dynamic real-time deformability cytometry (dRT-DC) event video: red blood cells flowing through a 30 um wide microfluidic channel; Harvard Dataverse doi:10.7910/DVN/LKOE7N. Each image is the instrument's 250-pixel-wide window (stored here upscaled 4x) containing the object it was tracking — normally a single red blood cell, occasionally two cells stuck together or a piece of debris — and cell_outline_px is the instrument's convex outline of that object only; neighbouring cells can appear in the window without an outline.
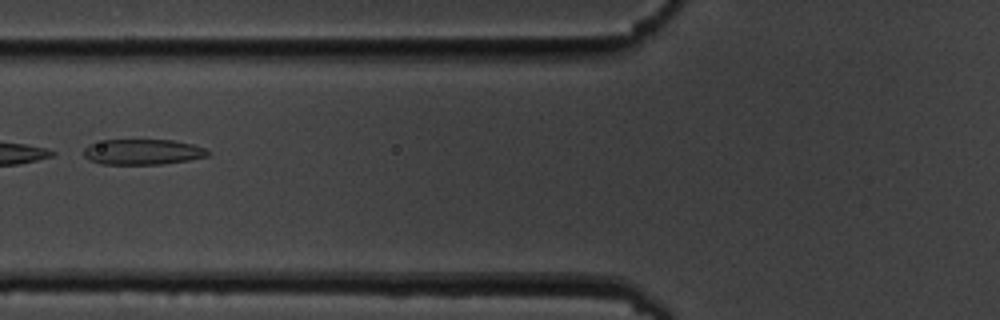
{"species": "common noctule bat (a hibernating species)", "species_latin": "Nyctalus noctula", "temperature_condition": "cold", "stored_images_in_passage": 16, "camera_frame_rate_fps": 3000, "um_per_image_px": 0.085, "animal": {"sex": "male", "body_mass_g": 19.5, "forearm_length_mm": 54.6}, "frame": {"image": 1, "passage_image": 7, "time_ms": 7.667, "image_size_px": [1000, 320], "cell_outline_px": [[208, 156], [188, 160], [160, 164], [100, 164], [88, 160], [84, 156], [84, 148], [88, 144], [104, 140], [176, 140], [192, 144], [204, 148], [208, 152]], "centroid_in_image_um": [12.08, 12.91], "position_along_channel_um": 113.7, "area_um2": 18.44}, "authors_computed_cell_mechanics": {"area_um2": 19.7965, "velocity_mm_per_s": 3.5321, "shape_relaxation_time_tau1_ms": 7.8023, "shape_relaxation_time_tau2_ms": 2.0784, "deformation_change_tau1": 0.1686, "deformation_change_tau2": 0.0864}}